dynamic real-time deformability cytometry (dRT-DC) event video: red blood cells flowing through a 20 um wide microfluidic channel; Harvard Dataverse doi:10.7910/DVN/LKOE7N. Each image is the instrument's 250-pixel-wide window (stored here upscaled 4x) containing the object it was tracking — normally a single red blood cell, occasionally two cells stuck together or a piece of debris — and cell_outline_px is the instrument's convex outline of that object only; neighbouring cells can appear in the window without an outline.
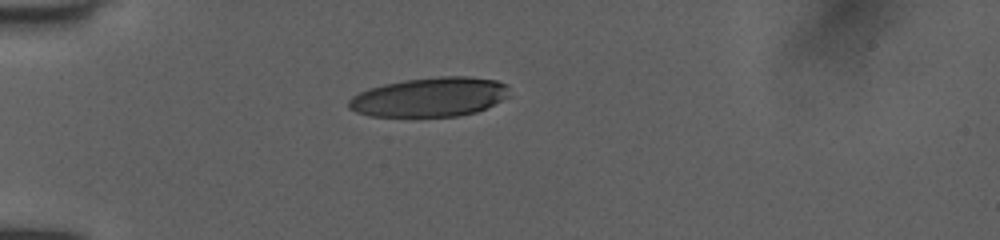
{"species": "human", "species_latin": "Homo sapiens", "temperature_condition": "room temperature", "stored_images_in_passage": 38, "camera_frame_rate_fps": 3000, "um_per_image_px": 0.085, "donor": {"sex": "female"}, "frame": {"image": 1, "passage_image": 1, "time_ms": 0.0, "image_size_px": [1000, 240], "cell_outline_px": [[508, 96], [476, 112], [460, 116], [368, 116], [356, 112], [348, 108], [348, 100], [352, 96], [368, 88], [384, 84], [404, 80], [440, 76], [468, 76], [496, 80], [508, 84]], "centroid_in_image_um": [36.5, 8.24], "position_along_channel_um": 48.5, "area_um2": 36.76}}
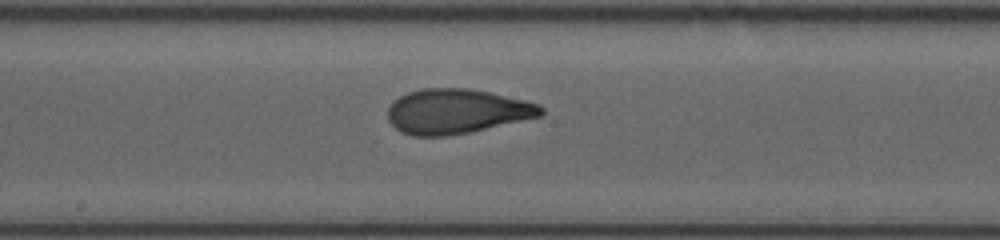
{"frame": {"image": 2, "passage_image": 15, "time_ms": 4.667, "image_size_px": [1000, 240], "cell_outline_px": [[544, 116], [468, 132], [444, 136], [412, 136], [400, 132], [388, 120], [388, 108], [400, 96], [408, 92], [424, 88], [468, 88], [488, 92], [524, 100], [540, 104], [544, 108]], "centroid_in_image_um": [38.84, 9.47], "position_along_channel_um": 209.4, "area_um2": 39.82}}
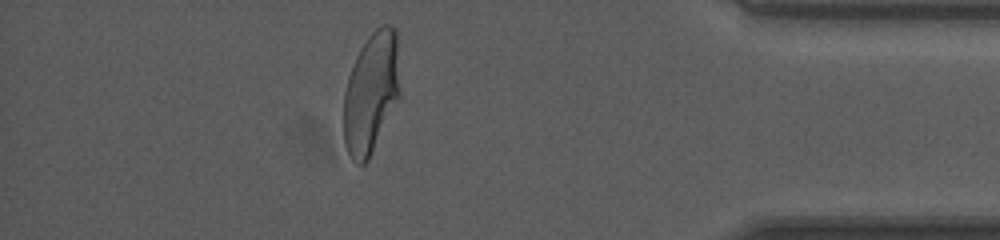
{"frame": {"image": 3, "passage_image": 32, "time_ms": 10.333, "image_size_px": [1000, 240], "cell_outline_px": [[400, 100], [368, 160], [364, 164], [356, 164], [352, 160], [344, 144], [344, 92], [348, 76], [356, 56], [360, 48], [368, 36], [380, 24], [392, 24], [396, 28], [400, 92]], "centroid_in_image_um": [31.56, 7.88], "position_along_channel_um": 403.6, "area_um2": 40.34}, "authors_computed_cell_mechanics": {"area_um2": 39.8531, "velocity_mm_per_s": 4.0168, "shape_relaxation_time_tau1_ms": 5.6568, "shape_relaxation_time_tau2_ms": 0.9131, "deformation_change_tau1": 0.2477, "deformation_change_tau2": 0.0762}}